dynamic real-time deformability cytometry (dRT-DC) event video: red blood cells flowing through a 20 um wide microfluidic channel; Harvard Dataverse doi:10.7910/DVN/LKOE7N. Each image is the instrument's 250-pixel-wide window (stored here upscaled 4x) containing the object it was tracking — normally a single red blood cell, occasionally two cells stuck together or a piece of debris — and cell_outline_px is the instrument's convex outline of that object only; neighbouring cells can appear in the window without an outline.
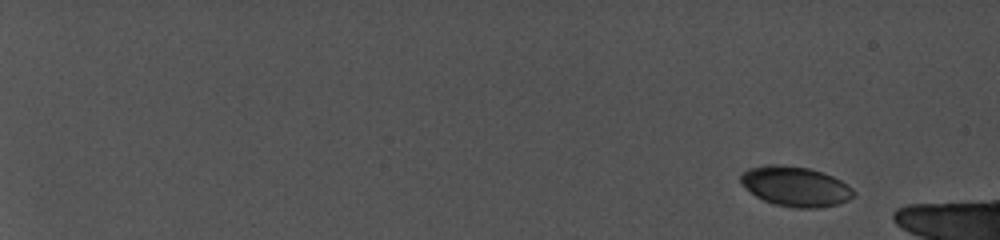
{"species": "common noctule bat (a hibernating species)", "species_latin": "Nyctalus noctula", "temperature_condition": "cold", "stored_images_in_passage": 10, "camera_frame_rate_fps": 5000, "um_per_image_px": 0.085, "animal": {"sex": "female", "body_mass_g": 19.0, "forearm_length_mm": 56.7}, "frame": {"image": 1, "passage_image": 1, "time_ms": 0.0, "image_size_px": [1000, 240], "cell_outline_px": [[856, 196], [848, 200], [836, 204], [820, 208], [796, 208], [772, 204], [756, 196], [740, 184], [740, 176], [748, 168], [768, 164], [780, 164], [808, 168], [832, 176], [848, 184], [856, 192]], "centroid_in_image_um": [67.61, 15.85], "position_along_channel_um": 17.4, "area_um2": 26.41}}
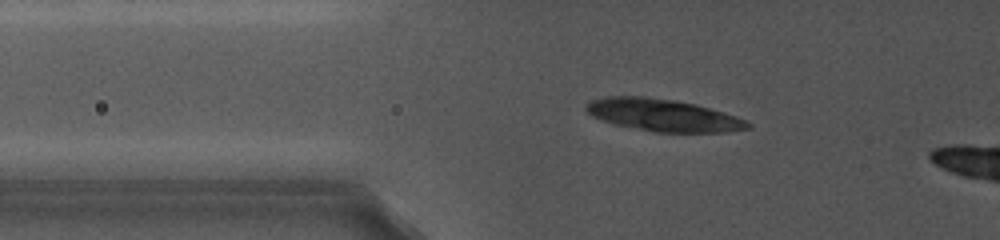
{"frame": {"image": 2, "passage_image": 10, "time_ms": 7.2, "image_size_px": [1000, 240], "cell_outline_px": [[752, 128], [724, 132], [656, 132], [612, 124], [600, 120], [592, 116], [584, 108], [584, 104], [588, 100], [604, 96], [644, 96], [676, 100], [696, 104], [724, 112], [748, 120], [752, 124]], "centroid_in_image_um": [56.33, 9.78], "position_along_channel_um": 69.5, "area_um2": 30.81}}